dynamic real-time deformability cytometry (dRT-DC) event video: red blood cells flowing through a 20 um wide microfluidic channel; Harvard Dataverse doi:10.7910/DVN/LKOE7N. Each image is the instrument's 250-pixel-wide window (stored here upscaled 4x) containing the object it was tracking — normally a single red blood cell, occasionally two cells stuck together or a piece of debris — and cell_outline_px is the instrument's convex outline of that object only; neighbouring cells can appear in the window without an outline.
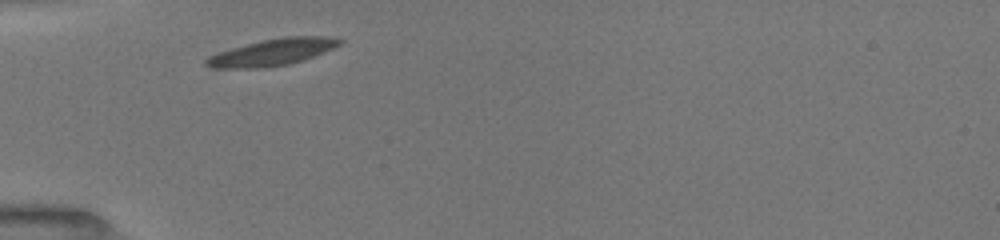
{"species": "common noctule bat (a hibernating species)", "species_latin": "Nyctalus noctula", "temperature_condition": "room temperature", "stored_images_in_passage": 26, "camera_frame_rate_fps": 3000, "um_per_image_px": 0.085, "animal": {"sex": "female", "body_mass_g": 19.5, "forearm_length_mm": 54.1}, "frame": {"image": 1, "passage_image": 1, "time_ms": 0.0, "image_size_px": [1000, 240], "cell_outline_px": [[344, 40], [340, 44], [324, 52], [304, 60], [288, 64], [264, 68], [212, 68], [204, 64], [204, 60], [208, 56], [216, 52], [264, 40], [284, 36], [324, 36]], "centroid_in_image_um": [23.11, 4.45], "position_along_channel_um": 61.9, "area_um2": 20.69}}
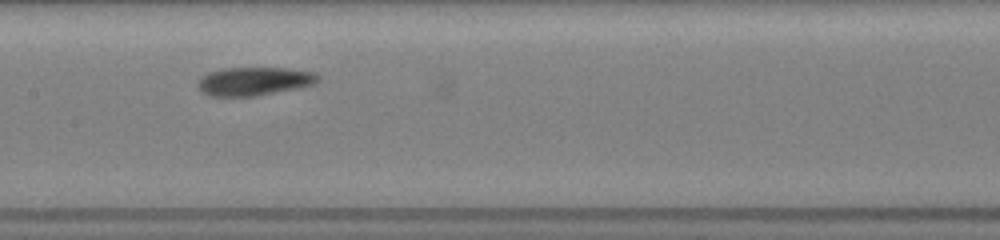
{"frame": {"image": 2, "passage_image": 12, "time_ms": 3.333, "image_size_px": [1000, 240], "cell_outline_px": [[320, 80], [316, 84], [300, 88], [256, 96], [208, 96], [200, 92], [196, 84], [208, 72], [224, 68], [292, 68], [316, 72], [320, 76]], "centroid_in_image_um": [21.66, 6.91], "position_along_channel_um": 185.7, "area_um2": 20.29}}
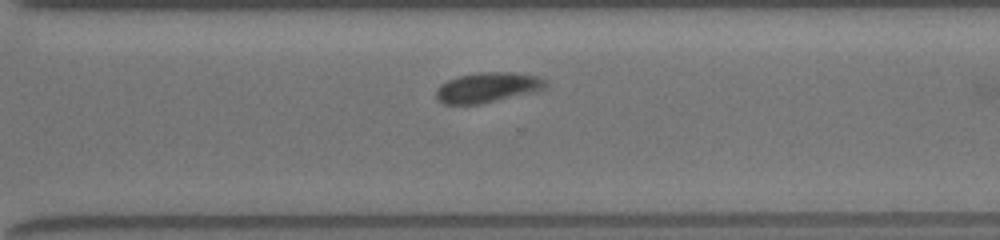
{"frame": {"image": 3, "passage_image": 24, "time_ms": 7.0, "image_size_px": [1000, 240], "cell_outline_px": [[548, 88], [536, 92], [480, 104], [444, 104], [436, 100], [436, 88], [440, 84], [448, 80], [460, 76], [480, 72], [516, 72], [536, 76], [548, 80]], "centroid_in_image_um": [41.49, 7.44], "position_along_channel_um": 329.1, "area_um2": 19.54}}